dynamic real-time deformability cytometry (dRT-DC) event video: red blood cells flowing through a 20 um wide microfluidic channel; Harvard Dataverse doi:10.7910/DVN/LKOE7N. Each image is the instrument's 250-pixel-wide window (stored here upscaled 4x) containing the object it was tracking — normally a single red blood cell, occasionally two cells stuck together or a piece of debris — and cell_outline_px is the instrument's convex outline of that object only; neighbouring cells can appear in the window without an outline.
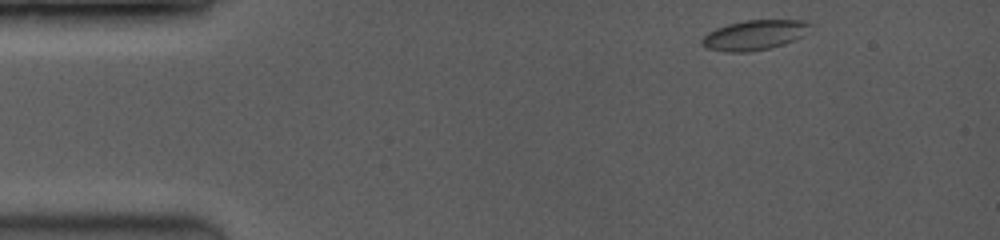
{"species": "common noctule bat (a hibernating species)", "species_latin": "Nyctalus noctula", "temperature_condition": "room temperature", "stored_images_in_passage": 46, "camera_frame_rate_fps": 3500, "um_per_image_px": 0.085, "animal": {"sex": "female", "body_mass_g": 19.0, "forearm_length_mm": 53.3}, "frame": {"image": 1, "passage_image": 1, "time_ms": 0.0, "image_size_px": [1000, 240], "cell_outline_px": [[816, 24], [804, 36], [796, 40], [784, 44], [752, 52], [724, 52], [704, 48], [700, 44], [700, 40], [708, 32], [716, 28], [728, 24], [744, 20], [808, 20]], "centroid_in_image_um": [64.18, 2.98], "position_along_channel_um": 20.8, "area_um2": 19.48}}
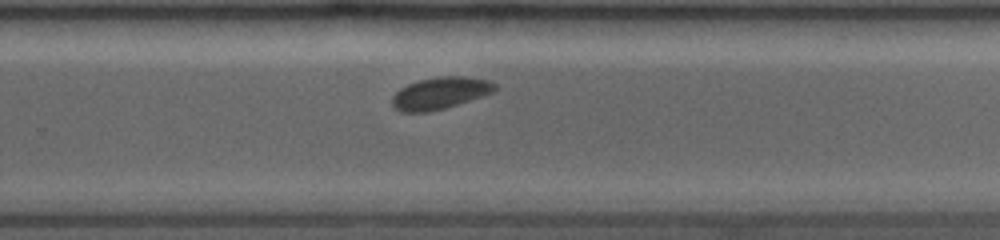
{"frame": {"image": 2, "passage_image": 32, "time_ms": 8.857, "image_size_px": [1000, 240], "cell_outline_px": [[496, 88], [492, 92], [444, 108], [428, 112], [400, 112], [392, 108], [392, 96], [400, 88], [408, 84], [420, 80], [436, 76], [468, 76], [488, 80], [496, 84]], "centroid_in_image_um": [37.35, 7.91], "position_along_channel_um": 292.4, "area_um2": 19.02}}
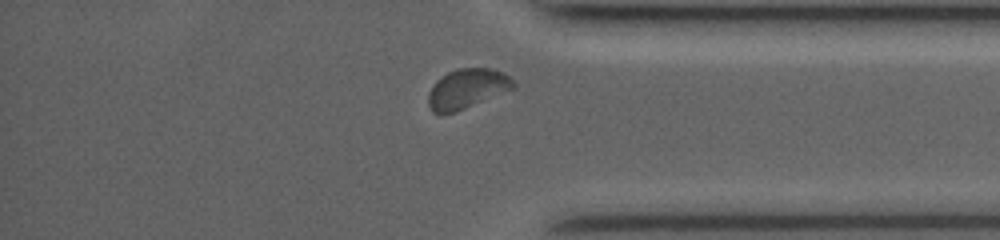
{"frame": {"image": 3, "passage_image": 41, "time_ms": 11.429, "image_size_px": [1000, 240], "cell_outline_px": [[516, 88], [456, 112], [440, 116], [432, 112], [428, 104], [428, 92], [432, 84], [436, 80], [448, 72], [456, 68], [492, 68], [504, 72], [516, 84]], "centroid_in_image_um": [39.68, 7.56], "position_along_channel_um": 395.5, "area_um2": 20.17}}